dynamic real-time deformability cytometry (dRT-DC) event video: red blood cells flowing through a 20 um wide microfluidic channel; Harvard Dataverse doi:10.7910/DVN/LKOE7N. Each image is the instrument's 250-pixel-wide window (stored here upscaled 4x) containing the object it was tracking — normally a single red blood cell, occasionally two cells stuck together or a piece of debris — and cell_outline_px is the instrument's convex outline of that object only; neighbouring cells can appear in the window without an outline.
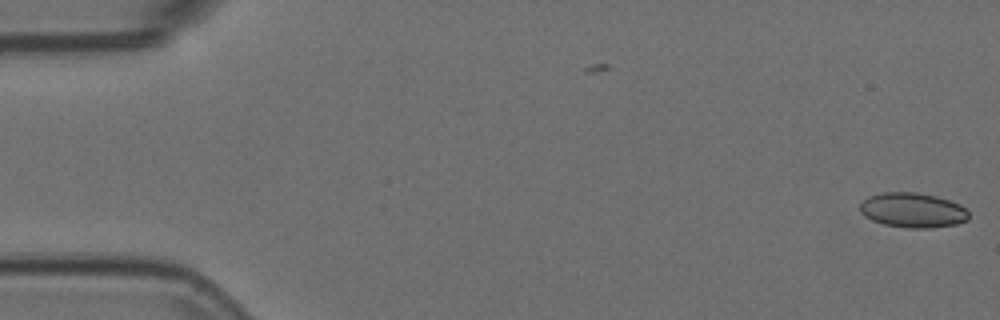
{"species": "Egyptian fruit bat (a non-hibernating species)", "species_latin": "Rousettus aegyptiacus", "temperature_condition": "room temperature", "stored_images_in_passage": 2, "camera_frame_rate_fps": 3000, "um_per_image_px": 0.085, "animal": {"sex": "female"}, "frame": {"image": 1, "passage_image": 2, "time_ms": 0.333, "image_size_px": [1000, 320], "cell_outline_px": [[968, 220], [956, 224], [928, 228], [904, 228], [884, 224], [872, 220], [864, 216], [860, 212], [860, 204], [868, 196], [884, 192], [916, 192], [936, 196], [960, 204], [968, 212]], "centroid_in_image_um": [77.56, 17.87], "position_along_channel_um": 7.4, "area_um2": 22.08}}